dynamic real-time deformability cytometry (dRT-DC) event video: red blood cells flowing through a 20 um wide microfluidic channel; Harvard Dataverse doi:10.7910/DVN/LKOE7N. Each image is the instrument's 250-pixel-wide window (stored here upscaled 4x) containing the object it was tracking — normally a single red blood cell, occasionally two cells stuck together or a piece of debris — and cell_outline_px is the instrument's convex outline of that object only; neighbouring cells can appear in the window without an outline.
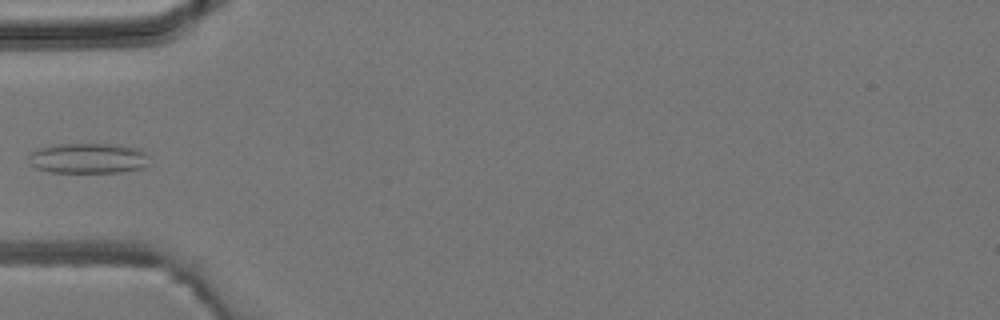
{"species": "common noctule bat (a hibernating species)", "species_latin": "Nyctalus noctula", "temperature_condition": "room temperature", "stored_images_in_passage": 6, "camera_frame_rate_fps": 3000, "um_per_image_px": 0.085, "animal": {"sex": "male", "body_mass_g": 19.2, "forearm_length_mm": 51.8}, "frame": {"image": 1, "passage_image": 5, "time_ms": 5.333, "image_size_px": [1000, 320], "cell_outline_px": [[152, 164], [144, 168], [120, 172], [52, 172], [36, 168], [28, 164], [28, 156], [36, 148], [52, 144], [120, 144], [136, 148], [144, 152], [148, 156]], "centroid_in_image_um": [7.5, 13.45], "position_along_channel_um": 77.5, "area_um2": 21.79}}